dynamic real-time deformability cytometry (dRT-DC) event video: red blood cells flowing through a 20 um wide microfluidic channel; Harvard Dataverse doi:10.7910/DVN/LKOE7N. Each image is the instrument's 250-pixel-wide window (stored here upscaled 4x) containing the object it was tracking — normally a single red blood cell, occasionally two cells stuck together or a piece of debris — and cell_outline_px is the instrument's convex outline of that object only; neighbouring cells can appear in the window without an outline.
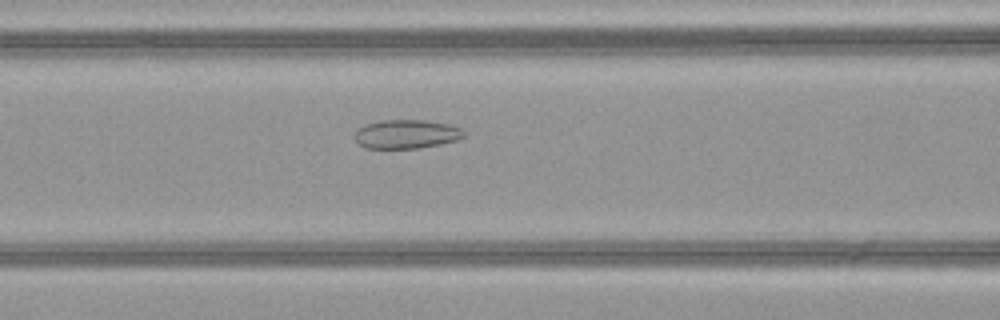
{"species": "common noctule bat (a hibernating species)", "species_latin": "Nyctalus noctula", "temperature_condition": "warm", "stored_images_in_passage": 45, "camera_frame_rate_fps": 3000, "um_per_image_px": 0.085, "animal": {"sex": "female", "body_mass_g": 21.9}, "frame": {"image": 1, "passage_image": 16, "time_ms": 5.0, "image_size_px": [1000, 320], "cell_outline_px": [[464, 136], [456, 140], [440, 144], [420, 148], [364, 148], [356, 140], [356, 128], [364, 124], [380, 120], [424, 120], [448, 124], [460, 128], [464, 132]], "centroid_in_image_um": [34.51, 11.39], "position_along_channel_um": 132.1, "area_um2": 18.32}}
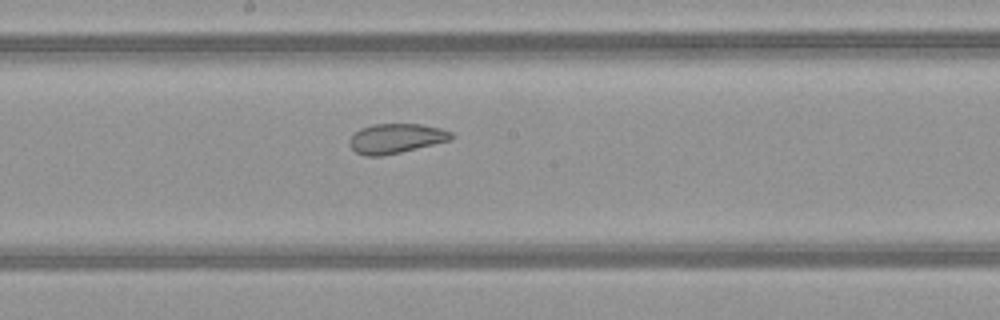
{"frame": {"image": 2, "passage_image": 22, "time_ms": 7.0, "image_size_px": [1000, 320], "cell_outline_px": [[456, 136], [452, 140], [400, 152], [380, 156], [364, 156], [356, 152], [348, 144], [348, 140], [360, 128], [372, 124], [420, 124], [440, 128], [452, 132]], "centroid_in_image_um": [33.67, 11.76], "position_along_channel_um": 214.5, "area_um2": 17.69}}
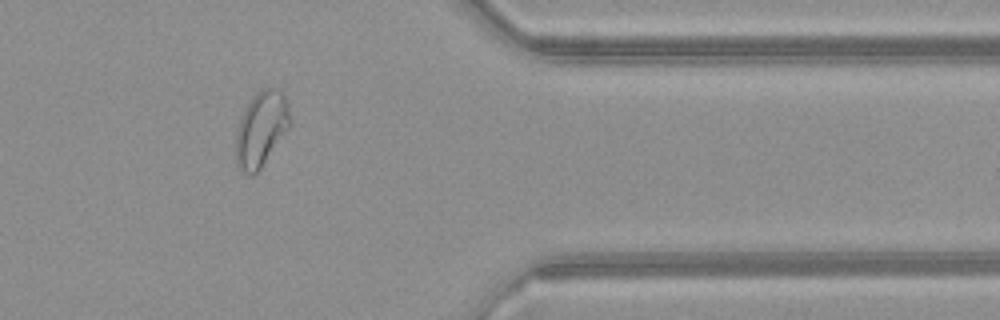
{"frame": {"image": 3, "passage_image": 36, "time_ms": 11.667, "image_size_px": [1000, 320], "cell_outline_px": [[288, 128], [260, 168], [252, 176], [248, 176], [236, 164], [236, 132], [240, 120], [252, 96], [260, 88], [280, 88], [288, 104]], "centroid_in_image_um": [22.17, 10.94], "position_along_channel_um": 389.2, "area_um2": 23.12}, "authors_computed_cell_mechanics": {"area_um2": 23.12, "velocity_mm_per_s": 4.1137, "shape_relaxation_time_tau1_ms": null, "shape_relaxation_time_tau2_ms": 1.5622, "deformation_change_tau1": null, "deformation_change_tau2": 0.0765}}